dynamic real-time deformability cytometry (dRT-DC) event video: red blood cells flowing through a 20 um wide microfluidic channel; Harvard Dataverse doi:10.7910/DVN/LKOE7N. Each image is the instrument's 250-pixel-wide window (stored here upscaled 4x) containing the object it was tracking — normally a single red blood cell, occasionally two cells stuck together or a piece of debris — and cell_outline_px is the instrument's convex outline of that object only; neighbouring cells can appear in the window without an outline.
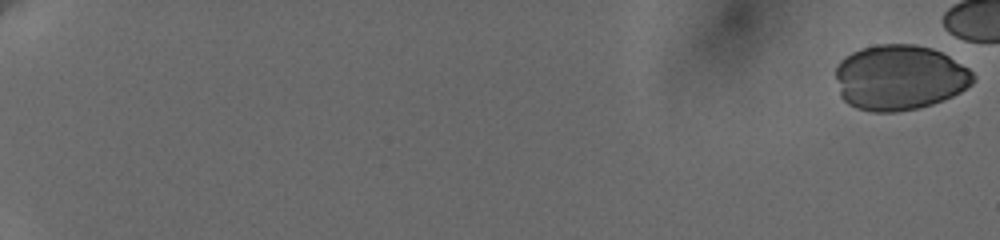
{"species": "human", "species_latin": "Homo sapiens", "temperature_condition": "cold", "stored_images_in_passage": 68, "camera_frame_rate_fps": 3000, "um_per_image_px": 0.085, "donor": {"sex": "female"}, "frame": {"image": 1, "passage_image": 1, "time_ms": 0.0, "image_size_px": [1000, 240], "cell_outline_px": [[976, 80], [972, 84], [960, 92], [944, 100], [932, 104], [916, 108], [896, 112], [872, 112], [856, 108], [848, 104], [840, 96], [836, 76], [836, 68], [840, 60], [852, 52], [864, 48], [880, 44], [912, 44], [932, 48], [948, 56], [968, 68], [972, 72]], "centroid_in_image_um": [76.46, 6.6], "position_along_channel_um": 8.5, "area_um2": 52.25}}
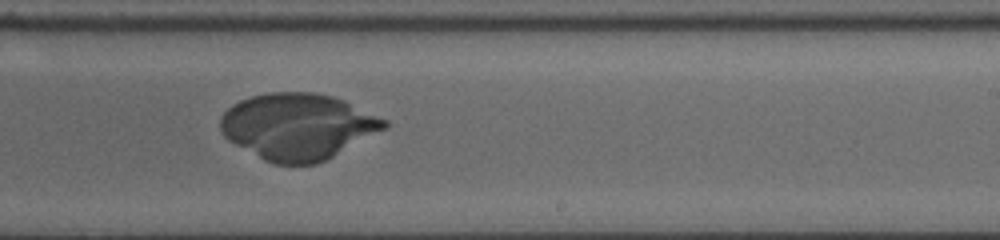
{"frame": {"image": 2, "passage_image": 54, "time_ms": 13.333, "image_size_px": [1000, 240], "cell_outline_px": [[388, 124], [384, 128], [332, 156], [316, 164], [276, 164], [264, 160], [228, 140], [224, 136], [220, 128], [220, 116], [232, 104], [240, 100], [252, 96], [268, 92], [316, 92], [332, 96], [344, 100], [388, 120]], "centroid_in_image_um": [25.27, 10.73], "position_along_channel_um": 263.7, "area_um2": 62.71}}
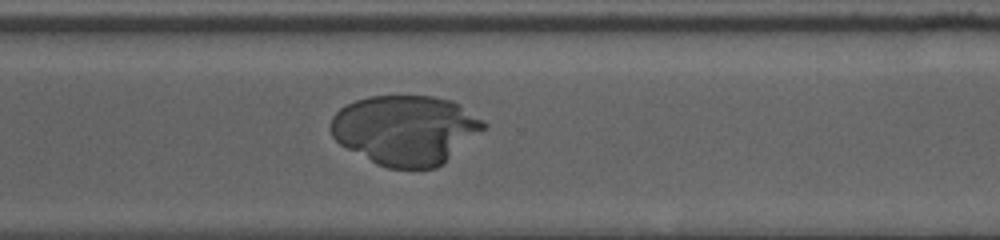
{"frame": {"image": 3, "passage_image": 60, "time_ms": 15.333, "image_size_px": [1000, 240], "cell_outline_px": [[488, 124], [484, 128], [436, 168], [388, 168], [376, 164], [340, 144], [332, 136], [332, 116], [340, 108], [356, 100], [368, 96], [432, 96], [452, 100], [460, 104], [484, 120]], "centroid_in_image_um": [34.45, 11.02], "position_along_channel_um": 336.2, "area_um2": 61.38}}